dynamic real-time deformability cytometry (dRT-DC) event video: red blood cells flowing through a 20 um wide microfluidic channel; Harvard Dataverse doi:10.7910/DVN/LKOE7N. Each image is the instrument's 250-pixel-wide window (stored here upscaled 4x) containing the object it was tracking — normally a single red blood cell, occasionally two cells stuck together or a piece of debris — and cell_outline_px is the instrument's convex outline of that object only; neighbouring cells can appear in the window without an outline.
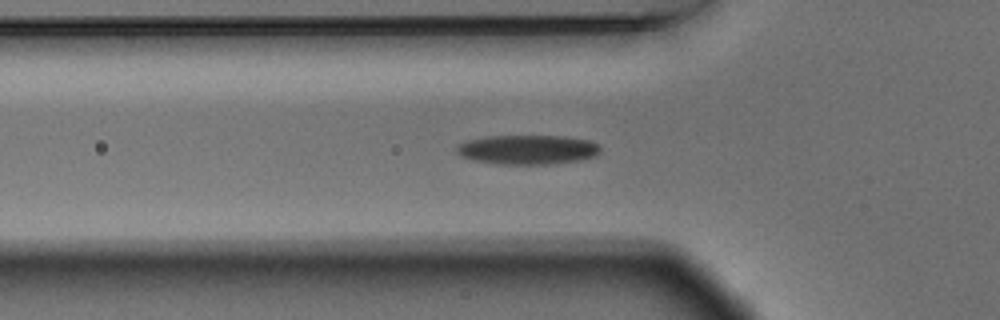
{"species": "Egyptian fruit bat (a non-hibernating species)", "species_latin": "Rousettus aegyptiacus", "temperature_condition": "warm", "stored_images_in_passage": 40, "segment_of_instrument_passage": [1, 2], "camera_frame_rate_fps": 3000, "um_per_image_px": 0.085, "animal": {"sex": "male"}, "frame": {"image": 1, "passage_image": 2, "time_ms": 0.333, "image_size_px": [1000, 320], "cell_outline_px": [[600, 152], [596, 156], [580, 160], [548, 164], [500, 164], [476, 160], [460, 156], [456, 152], [456, 148], [460, 144], [468, 140], [488, 136], [564, 136], [588, 140], [596, 144], [600, 148]], "centroid_in_image_um": [44.86, 12.72], "position_along_channel_um": 80.9, "area_um2": 24.45}}
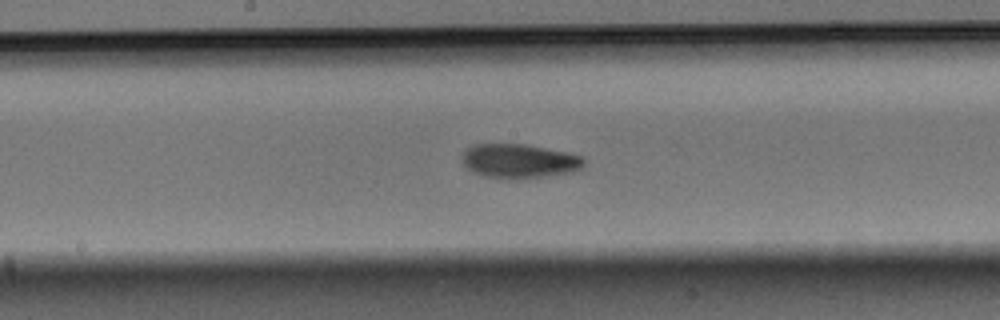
{"frame": {"image": 2, "passage_image": 12, "time_ms": 3.667, "image_size_px": [1000, 320], "cell_outline_px": [[584, 168], [572, 172], [544, 176], [508, 180], [484, 176], [472, 172], [464, 164], [464, 148], [476, 144], [528, 144], [568, 152], [584, 156]], "centroid_in_image_um": [44.17, 13.69], "position_along_channel_um": 204.0, "area_um2": 24.57}}
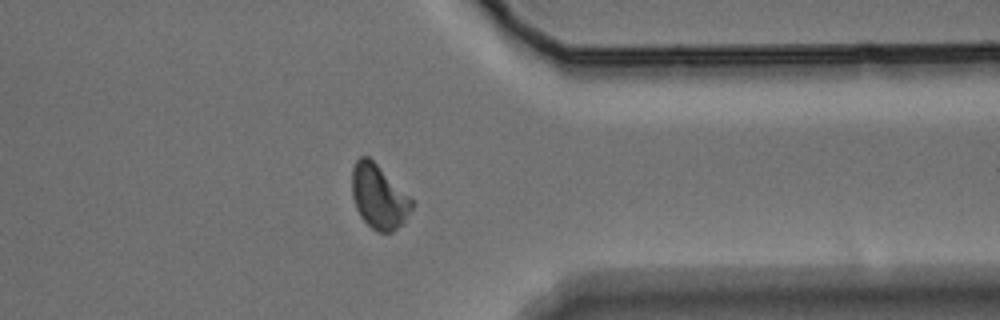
{"frame": {"image": 3, "passage_image": 27, "time_ms": 8.667, "image_size_px": [1000, 320], "cell_outline_px": [[412, 208], [404, 220], [392, 232], [376, 232], [360, 216], [356, 208], [352, 196], [352, 168], [356, 160], [360, 156], [368, 156], [412, 196]], "centroid_in_image_um": [32.19, 16.69], "position_along_channel_um": 379.2, "area_um2": 22.37}}